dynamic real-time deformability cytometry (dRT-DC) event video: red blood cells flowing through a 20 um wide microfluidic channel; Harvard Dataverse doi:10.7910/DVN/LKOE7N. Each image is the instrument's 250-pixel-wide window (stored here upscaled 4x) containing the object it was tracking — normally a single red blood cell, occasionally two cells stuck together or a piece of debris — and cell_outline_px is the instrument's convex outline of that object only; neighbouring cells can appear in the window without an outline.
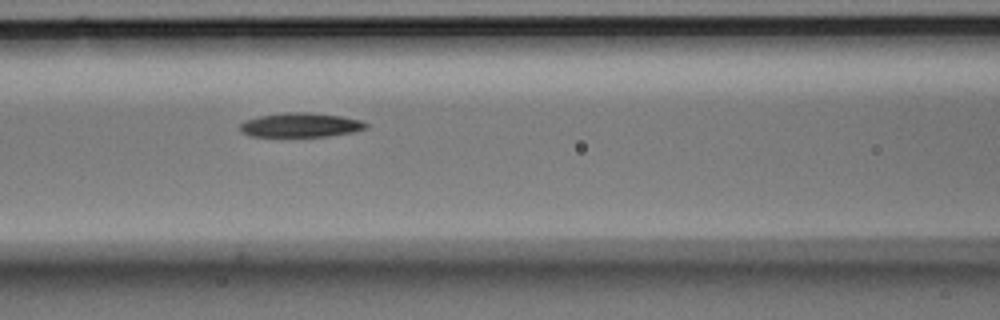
{"species": "Egyptian fruit bat (a non-hibernating species)", "species_latin": "Rousettus aegyptiacus", "temperature_condition": "room temperature", "stored_images_in_passage": 4, "camera_frame_rate_fps": 3000, "um_per_image_px": 0.085, "animal": {"sex": "male"}, "frame": {"image": 1, "passage_image": 4, "time_ms": 1.0, "image_size_px": [1000, 320], "cell_outline_px": [[368, 128], [352, 132], [328, 136], [248, 136], [240, 132], [240, 124], [244, 120], [260, 116], [284, 112], [308, 112], [340, 116], [364, 120], [368, 124]], "centroid_in_image_um": [25.55, 10.62], "position_along_channel_um": 141.0, "area_um2": 17.92}}